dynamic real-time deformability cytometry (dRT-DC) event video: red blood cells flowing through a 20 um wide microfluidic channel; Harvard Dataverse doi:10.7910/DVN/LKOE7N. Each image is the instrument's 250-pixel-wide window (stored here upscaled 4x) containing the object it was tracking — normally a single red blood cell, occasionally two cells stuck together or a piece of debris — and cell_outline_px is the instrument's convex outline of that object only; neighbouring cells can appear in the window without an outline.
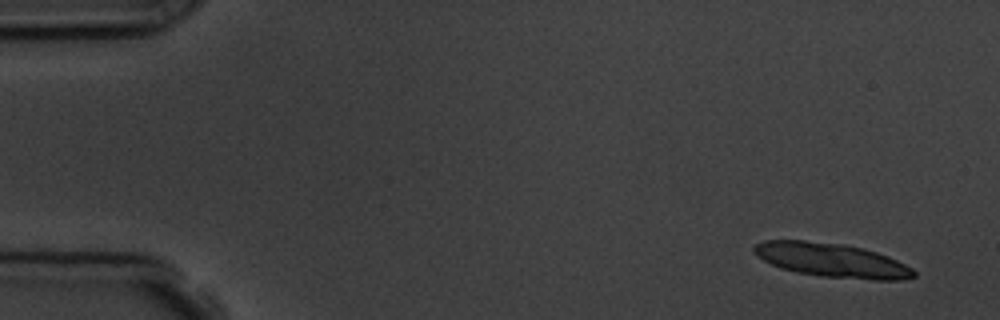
{"species": "common noctule bat (a hibernating species)", "species_latin": "Nyctalus noctula", "temperature_condition": "room temperature", "stored_images_in_passage": 5, "segment_of_instrument_passage": [1, 2], "camera_frame_rate_fps": 3000, "um_per_image_px": 0.085, "animal": {"sex": "male", "body_mass_g": 19.5, "forearm_length_mm": 54.6}, "frame": {"image": 1, "passage_image": 1, "time_ms": 0.0, "image_size_px": [1000, 320], "cell_outline_px": [[916, 276], [900, 280], [876, 280], [820, 276], [796, 272], [780, 268], [756, 256], [752, 252], [752, 248], [756, 244], [764, 240], [804, 240], [844, 244], [864, 248], [888, 256], [912, 268], [916, 272]], "centroid_in_image_um": [70.68, 22.11], "position_along_channel_um": 14.3, "area_um2": 31.79}}